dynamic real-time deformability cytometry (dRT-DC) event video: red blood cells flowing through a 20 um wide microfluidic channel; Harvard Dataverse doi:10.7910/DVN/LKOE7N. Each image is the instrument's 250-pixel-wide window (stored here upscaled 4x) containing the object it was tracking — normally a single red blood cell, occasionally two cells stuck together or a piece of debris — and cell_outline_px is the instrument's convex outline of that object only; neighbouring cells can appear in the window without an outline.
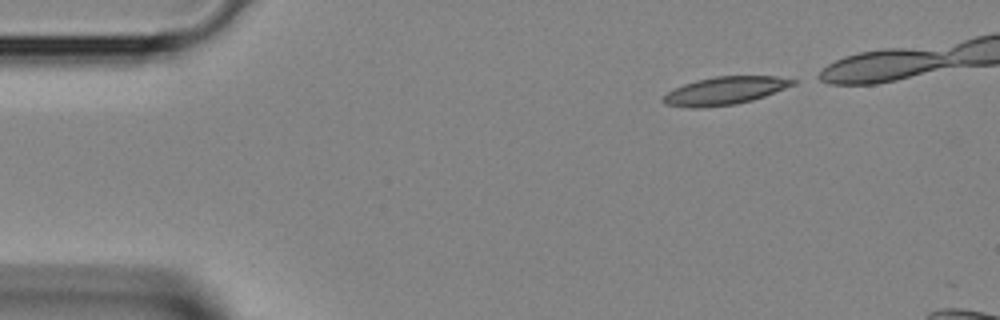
{"species": "Egyptian fruit bat (a non-hibernating species)", "species_latin": "Rousettus aegyptiacus", "temperature_condition": "room temperature", "stored_images_in_passage": 3, "camera_frame_rate_fps": 3000, "um_per_image_px": 0.085, "animal": {"sex": "female"}, "frame": {"image": 1, "passage_image": 1, "time_ms": 0.0, "image_size_px": [1000, 320], "cell_outline_px": [[796, 84], [764, 96], [752, 100], [736, 104], [696, 108], [688, 108], [664, 104], [660, 100], [668, 92], [684, 84], [696, 80], [716, 76], [776, 76], [796, 80]], "centroid_in_image_um": [61.59, 7.71], "position_along_channel_um": 23.4, "area_um2": 20.98}}